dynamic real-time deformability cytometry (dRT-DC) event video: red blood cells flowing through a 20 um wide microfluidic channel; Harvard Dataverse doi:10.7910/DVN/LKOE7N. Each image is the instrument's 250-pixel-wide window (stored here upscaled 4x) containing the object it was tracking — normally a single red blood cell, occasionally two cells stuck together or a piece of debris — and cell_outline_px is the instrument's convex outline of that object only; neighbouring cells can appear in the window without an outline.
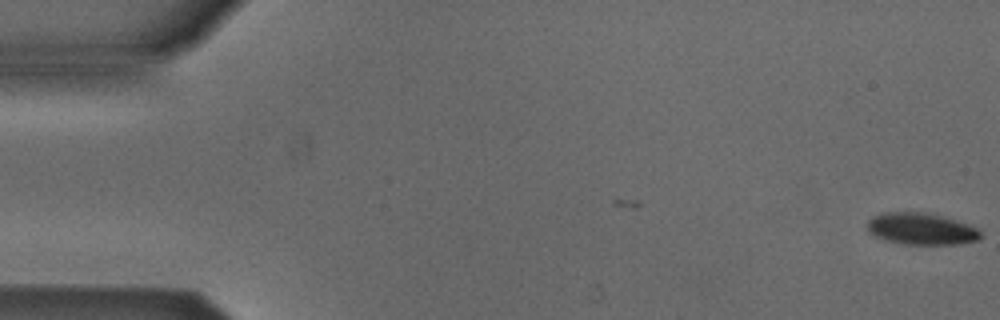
{"species": "Egyptian fruit bat (a non-hibernating species)", "species_latin": "Rousettus aegyptiacus", "temperature_condition": "cold", "stored_images_in_passage": 11, "camera_frame_rate_fps": 3000, "um_per_image_px": 0.085, "animal": {"sex": "male"}, "frame": {"image": 1, "passage_image": 11, "time_ms": 3.333, "image_size_px": [1000, 320], "cell_outline_px": [[980, 240], [956, 244], [904, 244], [888, 240], [876, 236], [868, 228], [868, 220], [872, 216], [884, 212], [920, 212], [940, 216], [968, 224], [976, 228], [980, 232]], "centroid_in_image_um": [78.31, 19.45], "position_along_channel_um": 6.7, "area_um2": 20.52}}